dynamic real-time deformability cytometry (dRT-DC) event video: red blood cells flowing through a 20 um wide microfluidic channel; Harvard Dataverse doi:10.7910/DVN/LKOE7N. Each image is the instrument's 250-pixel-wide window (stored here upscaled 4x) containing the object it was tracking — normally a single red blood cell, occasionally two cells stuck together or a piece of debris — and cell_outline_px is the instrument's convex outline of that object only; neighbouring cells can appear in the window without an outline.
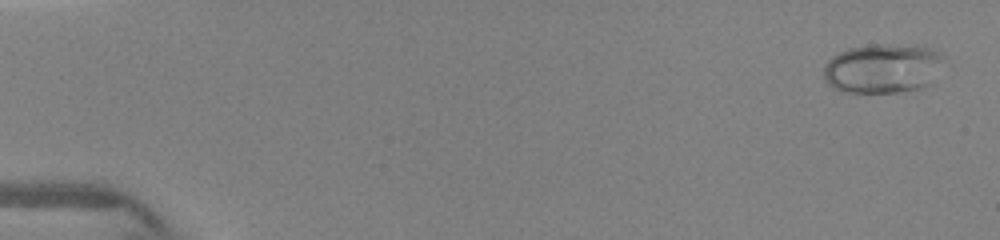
{"species": "human", "species_latin": "Homo sapiens", "temperature_condition": "warm", "stored_images_in_passage": 5, "camera_frame_rate_fps": 3000, "um_per_image_px": 0.085, "donor": {"sex": "female"}, "frame": {"image": 1, "passage_image": 1, "time_ms": 0.0, "image_size_px": [1000, 240], "cell_outline_px": [[940, 60], [928, 84], [920, 88], [896, 92], [840, 92], [832, 88], [828, 84], [824, 76], [824, 64], [832, 56], [848, 48], [872, 44], [916, 44], [928, 48], [936, 52], [940, 56]], "centroid_in_image_um": [74.91, 5.8], "position_along_channel_um": 10.1, "area_um2": 34.16}}